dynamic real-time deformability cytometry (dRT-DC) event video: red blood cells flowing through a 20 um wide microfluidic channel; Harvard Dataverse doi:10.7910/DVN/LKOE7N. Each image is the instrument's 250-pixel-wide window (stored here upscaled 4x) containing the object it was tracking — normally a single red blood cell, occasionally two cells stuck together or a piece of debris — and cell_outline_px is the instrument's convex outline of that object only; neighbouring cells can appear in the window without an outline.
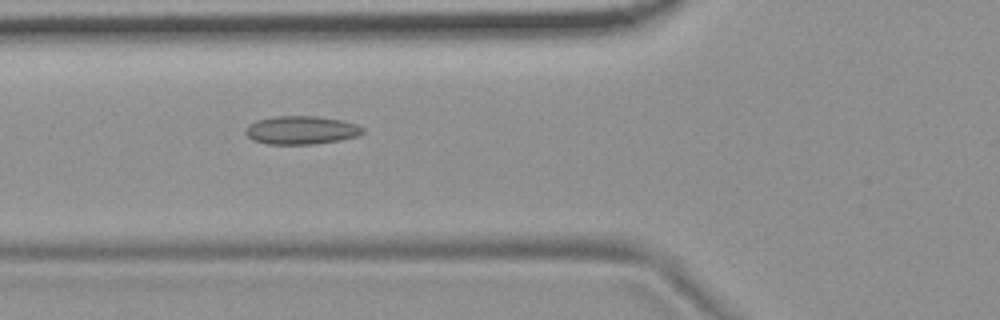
{"species": "common noctule bat (a hibernating species)", "species_latin": "Nyctalus noctula", "temperature_condition": "room temperature", "stored_images_in_passage": 46, "camera_frame_rate_fps": 3000, "um_per_image_px": 0.085, "animal": {"sex": "female", "body_mass_g": 19.9}, "frame": {"image": 1, "passage_image": 12, "time_ms": 3.667, "image_size_px": [1000, 320], "cell_outline_px": [[364, 132], [360, 136], [340, 140], [312, 144], [268, 144], [252, 140], [244, 132], [244, 128], [248, 124], [256, 120], [272, 116], [316, 116], [344, 120], [356, 124], [364, 128]], "centroid_in_image_um": [25.6, 11.05], "position_along_channel_um": 100.2, "area_um2": 19.65}}
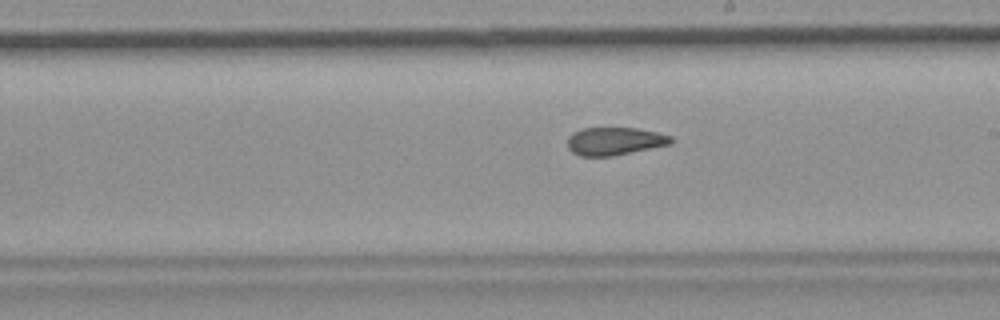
{"frame": {"image": 2, "passage_image": 23, "time_ms": 7.333, "image_size_px": [1000, 320], "cell_outline_px": [[676, 140], [672, 144], [612, 156], [580, 156], [572, 152], [568, 148], [568, 136], [572, 132], [580, 128], [636, 128], [656, 132], [672, 136]], "centroid_in_image_um": [52.26, 11.99], "position_along_channel_um": 236.7, "area_um2": 16.99}}
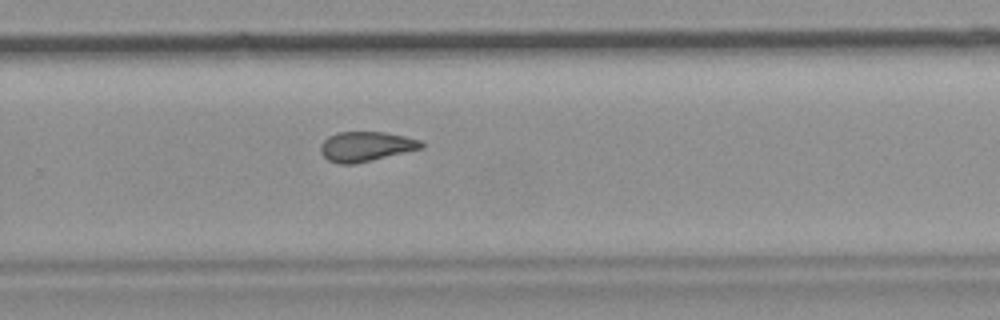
{"frame": {"image": 3, "passage_image": 28, "time_ms": 9.0, "image_size_px": [1000, 320], "cell_outline_px": [[424, 148], [356, 164], [340, 164], [328, 160], [320, 152], [320, 144], [328, 136], [336, 132], [384, 132], [404, 136], [420, 140], [424, 144]], "centroid_in_image_um": [31.1, 12.45], "position_along_channel_um": 298.7, "area_um2": 17.63}, "authors_computed_cell_mechanics": {"area_um2": 17.9758, "velocity_mm_per_s": 3.7317, "shape_relaxation_time_tau1_ms": null, "shape_relaxation_time_tau2_ms": 3.0838, "deformation_change_tau1": null, "deformation_change_tau2": 0.1005}}